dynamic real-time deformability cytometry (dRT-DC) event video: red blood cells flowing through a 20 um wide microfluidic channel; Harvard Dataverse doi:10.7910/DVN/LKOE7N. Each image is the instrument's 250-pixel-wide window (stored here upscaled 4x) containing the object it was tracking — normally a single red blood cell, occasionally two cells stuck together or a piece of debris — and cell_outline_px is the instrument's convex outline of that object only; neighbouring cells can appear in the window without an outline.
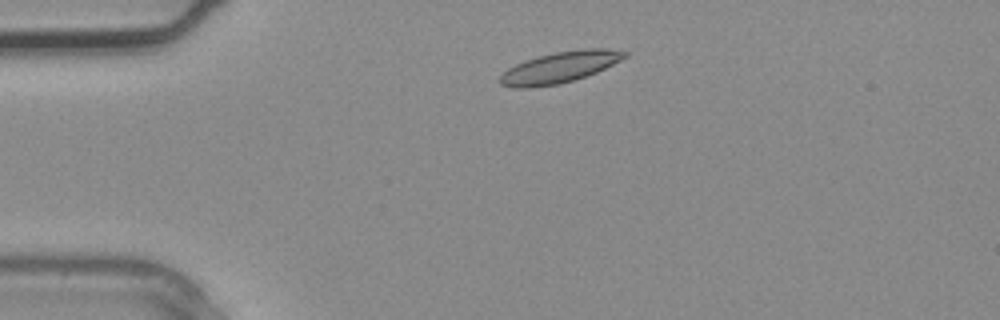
{"species": "common noctule bat (a hibernating species)", "species_latin": "Nyctalus noctula", "temperature_condition": "warm", "stored_images_in_passage": 1, "camera_frame_rate_fps": 3000, "um_per_image_px": 0.085, "animal": {"sex": "male", "body_mass_g": 20.4}, "frame": {"image": 1, "passage_image": 1, "time_ms": 0.0, "image_size_px": [1000, 320], "cell_outline_px": [[628, 56], [596, 72], [560, 84], [528, 88], [512, 88], [500, 84], [500, 76], [508, 68], [516, 64], [540, 56], [556, 52], [584, 48], [604, 48], [628, 52]], "centroid_in_image_um": [47.57, 5.72], "position_along_channel_um": 37.4, "area_um2": 22.25}}